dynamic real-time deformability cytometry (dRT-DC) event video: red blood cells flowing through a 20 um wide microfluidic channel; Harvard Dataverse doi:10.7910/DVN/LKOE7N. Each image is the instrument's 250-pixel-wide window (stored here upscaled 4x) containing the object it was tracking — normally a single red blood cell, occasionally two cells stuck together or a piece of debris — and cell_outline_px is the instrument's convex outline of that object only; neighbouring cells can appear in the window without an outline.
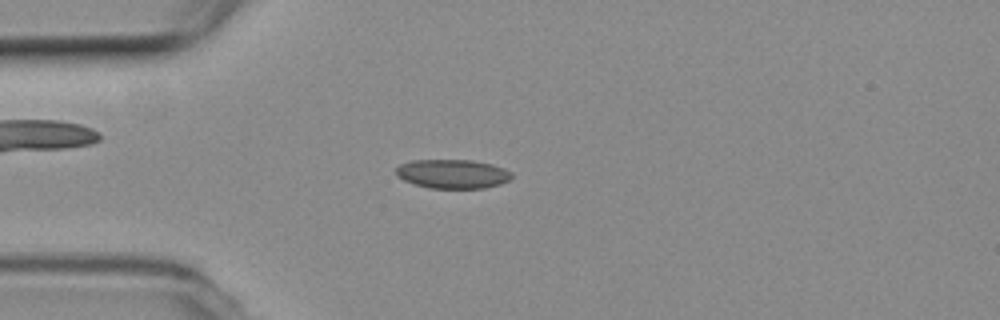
{"species": "common noctule bat (a hibernating species)", "species_latin": "Nyctalus noctula", "temperature_condition": "room temperature", "stored_images_in_passage": 47, "camera_frame_rate_fps": 3000, "um_per_image_px": 0.085, "animal": {"sex": "female", "body_mass_g": 19.3, "forearm_length_mm": 54.1}, "frame": {"image": 1, "passage_image": 7, "time_ms": 2.0, "image_size_px": [1000, 320], "cell_outline_px": [[512, 180], [500, 184], [484, 188], [428, 188], [404, 180], [396, 176], [396, 168], [400, 164], [412, 160], [472, 160], [492, 164], [504, 168], [512, 172]], "centroid_in_image_um": [38.5, 14.78], "position_along_channel_um": 46.5, "area_um2": 19.71}}
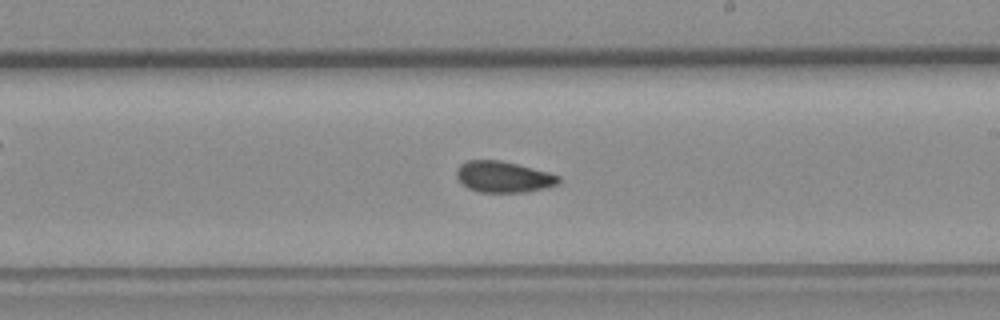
{"frame": {"image": 2, "passage_image": 24, "time_ms": 7.667, "image_size_px": [1000, 320], "cell_outline_px": [[560, 184], [544, 188], [524, 192], [480, 192], [468, 188], [456, 176], [456, 172], [460, 164], [464, 160], [500, 160], [548, 172], [560, 176]], "centroid_in_image_um": [42.79, 15.03], "position_along_channel_um": 246.2, "area_um2": 18.44}}
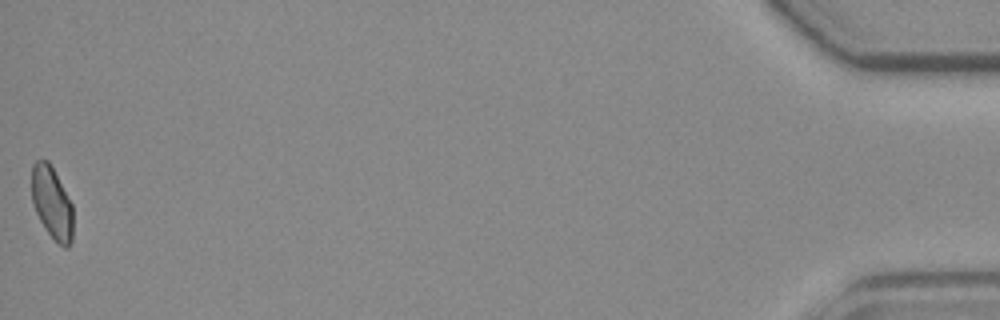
{"frame": {"image": 3, "passage_image": 47, "time_ms": 15.333, "image_size_px": [1000, 320], "cell_outline_px": [[72, 240], [68, 248], [64, 248], [48, 232], [40, 220], [36, 212], [32, 200], [32, 164], [36, 160], [48, 160], [72, 204]], "centroid_in_image_um": [4.41, 17.23], "position_along_channel_um": 430.8, "area_um2": 17.11}, "authors_computed_cell_mechanics": {"area_um2": 18.6116, "velocity_mm_per_s": 3.7821, "shape_relaxation_time_tau1_ms": null, "shape_relaxation_time_tau2_ms": 2.4836, "deformation_change_tau1": null, "deformation_change_tau2": 0.0597}}